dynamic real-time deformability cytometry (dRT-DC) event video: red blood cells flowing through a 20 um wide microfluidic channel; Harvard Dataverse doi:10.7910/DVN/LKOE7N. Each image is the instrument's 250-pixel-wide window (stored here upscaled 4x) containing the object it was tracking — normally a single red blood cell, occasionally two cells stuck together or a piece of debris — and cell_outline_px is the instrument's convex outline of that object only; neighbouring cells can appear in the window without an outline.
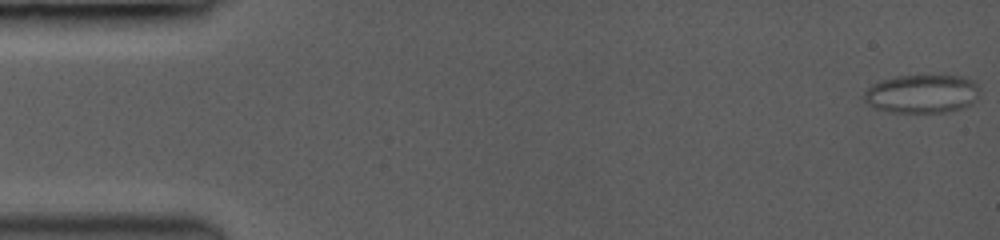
{"species": "common noctule bat (a hibernating species)", "species_latin": "Nyctalus noctula", "temperature_condition": "room temperature", "stored_images_in_passage": 61, "camera_frame_rate_fps": 3500, "um_per_image_px": 0.085, "animal": {"sex": "female", "body_mass_g": 19.0, "forearm_length_mm": 53.3}, "frame": {"image": 1, "passage_image": 1, "time_ms": 0.0, "image_size_px": [1000, 240], "cell_outline_px": [[980, 92], [976, 100], [972, 104], [948, 112], [888, 112], [876, 108], [868, 104], [860, 96], [872, 84], [880, 80], [892, 76], [932, 72], [948, 72], [964, 76], [972, 80], [980, 88]], "centroid_in_image_um": [78.39, 7.89], "position_along_channel_um": 6.6, "area_um2": 27.51}}
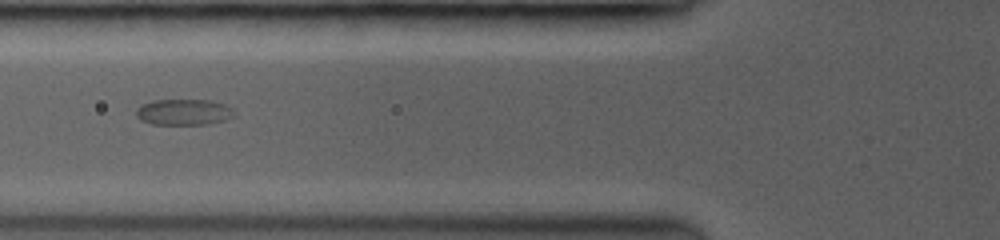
{"frame": {"image": 2, "passage_image": 25, "time_ms": 6.857, "image_size_px": [1000, 240], "cell_outline_px": [[232, 116], [224, 120], [208, 124], [152, 124], [140, 120], [136, 116], [136, 112], [144, 104], [156, 100], [208, 100], [224, 104], [232, 108]], "centroid_in_image_um": [15.61, 9.53], "position_along_channel_um": 110.2, "area_um2": 14.51}}
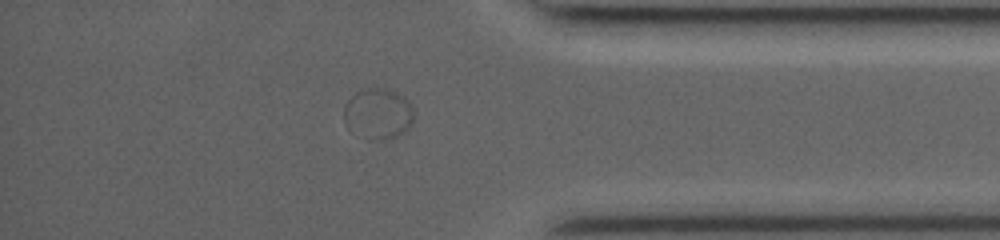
{"frame": {"image": 3, "passage_image": 53, "time_ms": 14.857, "image_size_px": [1000, 240], "cell_outline_px": [[416, 116], [412, 124], [404, 132], [396, 136], [384, 140], [368, 140], [348, 128], [344, 124], [344, 104], [356, 92], [368, 88], [388, 88], [404, 96], [408, 100]], "centroid_in_image_um": [32.15, 9.67], "position_along_channel_um": 403.0, "area_um2": 21.04}}